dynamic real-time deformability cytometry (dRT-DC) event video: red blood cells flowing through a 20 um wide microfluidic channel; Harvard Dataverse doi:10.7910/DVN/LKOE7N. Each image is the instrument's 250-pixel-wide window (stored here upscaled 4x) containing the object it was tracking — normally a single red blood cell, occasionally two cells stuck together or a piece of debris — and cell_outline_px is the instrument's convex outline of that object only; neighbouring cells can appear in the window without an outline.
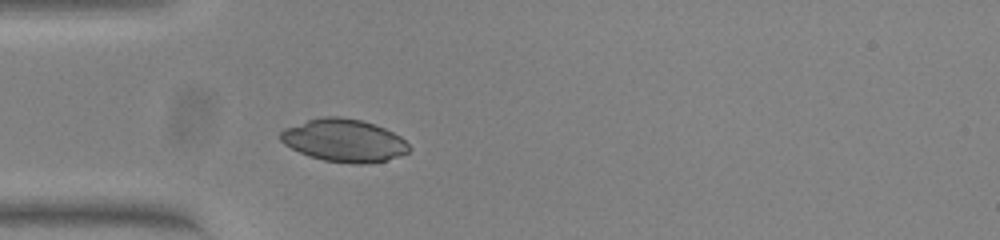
{"species": "common noctule bat (a hibernating species)", "species_latin": "Nyctalus noctula", "temperature_condition": "warm", "stored_images_in_passage": 31, "camera_frame_rate_fps": 3000, "um_per_image_px": 0.085, "animal": {"sex": "female", "body_mass_g": 23.0, "forearm_length_mm": 53.4}, "frame": {"image": 1, "passage_image": 1, "time_ms": 0.0, "image_size_px": [1000, 240], "cell_outline_px": [[412, 148], [408, 152], [400, 156], [388, 160], [368, 164], [352, 164], [324, 160], [308, 156], [284, 144], [280, 140], [280, 132], [284, 128], [308, 120], [324, 116], [340, 116], [360, 120], [384, 128], [400, 136]], "centroid_in_image_um": [29.25, 11.95], "position_along_channel_um": 55.7, "area_um2": 32.02}}
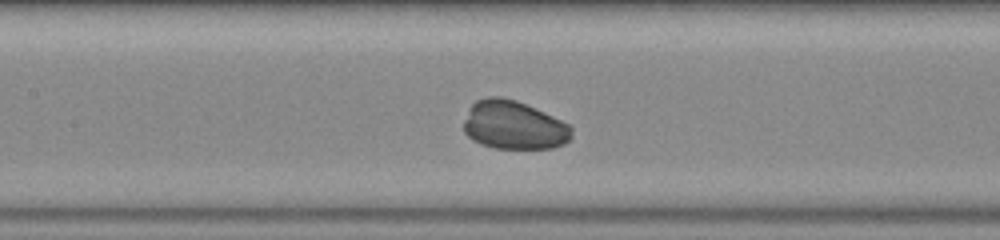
{"frame": {"image": 2, "passage_image": 10, "time_ms": 3.0, "image_size_px": [1000, 240], "cell_outline_px": [[572, 136], [564, 144], [552, 148], [496, 148], [480, 144], [472, 140], [464, 132], [464, 120], [472, 104], [476, 100], [488, 96], [500, 96], [516, 100], [544, 112], [568, 124], [572, 128]], "centroid_in_image_um": [43.65, 10.64], "position_along_channel_um": 163.7, "area_um2": 30.46}}
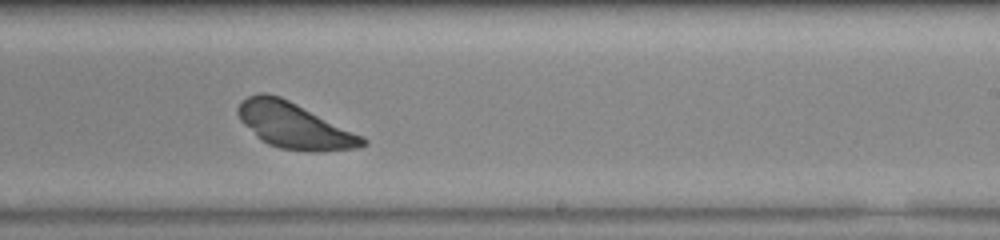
{"frame": {"image": 3, "passage_image": 18, "time_ms": 5.667, "image_size_px": [1000, 240], "cell_outline_px": [[368, 144], [360, 148], [320, 152], [308, 152], [280, 148], [268, 144], [260, 140], [240, 120], [236, 112], [236, 108], [248, 96], [260, 92], [268, 92], [280, 96], [364, 136], [368, 140]], "centroid_in_image_um": [25.04, 10.69], "position_along_channel_um": 264.0, "area_um2": 33.47}}